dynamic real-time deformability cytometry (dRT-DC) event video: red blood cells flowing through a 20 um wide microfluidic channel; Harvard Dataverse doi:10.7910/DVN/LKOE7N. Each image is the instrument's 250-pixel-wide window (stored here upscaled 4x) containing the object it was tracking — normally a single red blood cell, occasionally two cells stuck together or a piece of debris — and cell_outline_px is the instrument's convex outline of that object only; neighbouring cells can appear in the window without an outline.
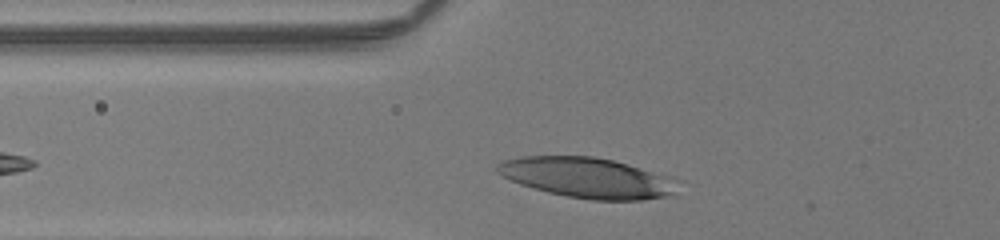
{"species": "human", "species_latin": "Homo sapiens", "temperature_condition": "room temperature", "stored_images_in_passage": 27, "camera_frame_rate_fps": 3000, "um_per_image_px": 0.085, "donor": {"sex": "male"}, "frame": {"image": 1, "passage_image": 3, "time_ms": 0.667, "image_size_px": [1000, 240], "cell_outline_px": [[676, 184], [672, 192], [668, 196], [644, 200], [592, 200], [568, 196], [548, 192], [532, 188], [520, 184], [500, 176], [496, 172], [496, 164], [500, 160], [520, 156], [592, 156], [612, 160], [628, 164], [668, 176], [676, 180]], "centroid_in_image_um": [49.83, 15.1], "position_along_channel_um": 76.0, "area_um2": 42.37}}
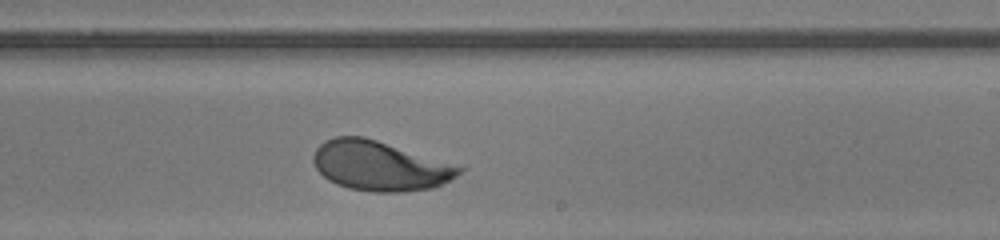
{"frame": {"image": 2, "passage_image": 17, "time_ms": 5.333, "image_size_px": [1000, 240], "cell_outline_px": [[468, 168], [456, 176], [432, 188], [400, 192], [372, 192], [348, 188], [336, 184], [328, 180], [316, 168], [312, 160], [312, 156], [316, 148], [324, 140], [336, 136], [364, 136]], "centroid_in_image_um": [32.26, 14.09], "position_along_channel_um": 256.7, "area_um2": 42.25}}
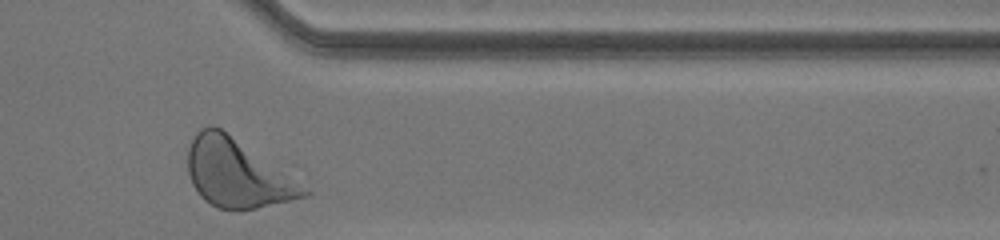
{"frame": {"image": 3, "passage_image": 27, "time_ms": 8.667, "image_size_px": [1000, 240], "cell_outline_px": [[312, 192], [308, 196], [256, 208], [216, 208], [204, 200], [200, 196], [192, 184], [188, 172], [188, 148], [196, 132], [200, 128], [208, 124], [212, 124], [220, 128], [308, 176]], "centroid_in_image_um": [20.41, 14.67], "position_along_channel_um": 391.0, "area_um2": 49.19}, "authors_computed_cell_mechanics": {"area_um2": 41.6738, "velocity_mm_per_s": 4.0454, "shape_relaxation_time_tau1_ms": 2.5581, "shape_relaxation_time_tau2_ms": null, "deformation_change_tau1": 0.1606, "deformation_change_tau2": null}}